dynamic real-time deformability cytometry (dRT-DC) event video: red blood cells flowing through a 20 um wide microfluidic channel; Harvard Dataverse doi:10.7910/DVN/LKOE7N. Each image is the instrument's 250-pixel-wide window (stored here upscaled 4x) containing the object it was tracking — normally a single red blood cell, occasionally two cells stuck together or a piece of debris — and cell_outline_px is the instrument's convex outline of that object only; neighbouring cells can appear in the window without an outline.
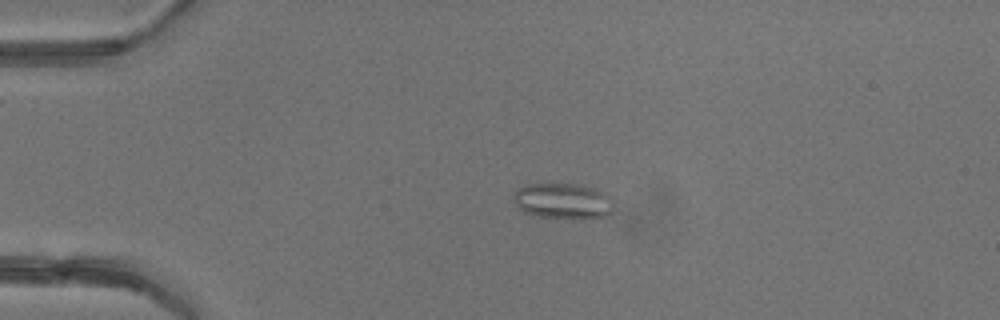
{"species": "common noctule bat (a hibernating species)", "species_latin": "Nyctalus noctula", "temperature_condition": "warm", "stored_images_in_passage": 6, "camera_frame_rate_fps": 3000, "um_per_image_px": 0.085, "animal": {"sex": "female"}, "frame": {"image": 1, "passage_image": 4, "time_ms": 3.667, "image_size_px": [1000, 320], "cell_outline_px": [[612, 212], [604, 216], [536, 216], [524, 212], [516, 204], [512, 196], [516, 188], [528, 184], [572, 184], [604, 192], [612, 204]], "centroid_in_image_um": [47.75, 17.05], "position_along_channel_um": 37.3, "area_um2": 19.77}}
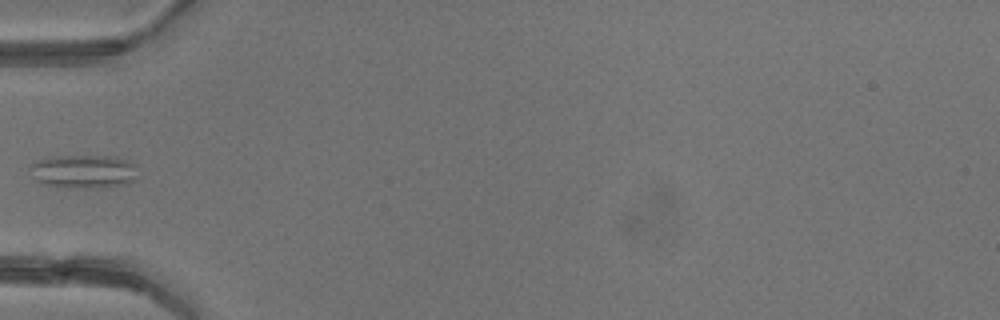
{"frame": {"image": 2, "passage_image": 6, "time_ms": 5.667, "image_size_px": [1000, 320], "cell_outline_px": [[136, 180], [124, 184], [84, 188], [64, 188], [44, 184], [28, 168], [32, 164], [48, 156], [112, 156], [128, 160], [136, 164]], "centroid_in_image_um": [7.14, 14.56], "position_along_channel_um": 77.9, "area_um2": 20.87}}